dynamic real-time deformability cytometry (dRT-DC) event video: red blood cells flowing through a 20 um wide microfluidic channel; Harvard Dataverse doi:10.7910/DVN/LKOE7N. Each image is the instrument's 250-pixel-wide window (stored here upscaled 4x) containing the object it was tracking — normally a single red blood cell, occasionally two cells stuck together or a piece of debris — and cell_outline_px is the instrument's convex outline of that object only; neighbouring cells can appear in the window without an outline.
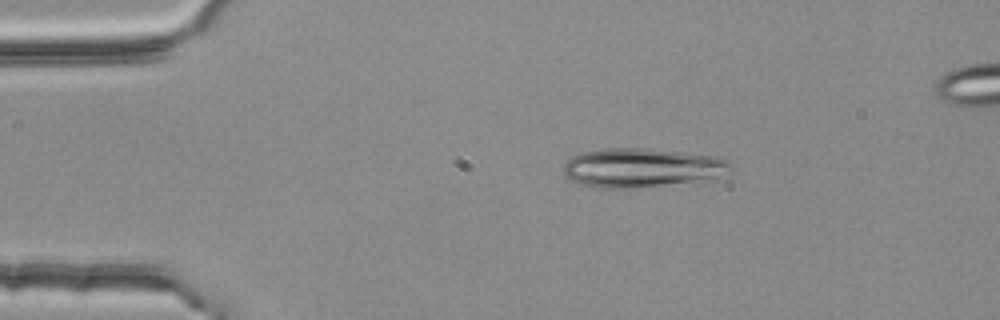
{"species": "common noctule bat (a hibernating species)", "species_latin": "Nyctalus noctula", "temperature_condition": "room temperature", "stored_images_in_passage": 3, "camera_frame_rate_fps": 3000, "um_per_image_px": 0.085, "animal": {"sex": "female", "body_mass_g": 25.1}, "frame": {"image": 1, "passage_image": 1, "time_ms": 0.0, "image_size_px": [1000, 320], "cell_outline_px": [[732, 168], [728, 176], [628, 188], [588, 188], [576, 184], [568, 180], [564, 172], [564, 164], [572, 156], [580, 152], [600, 148], [648, 148], [684, 152], [712, 156], [724, 160], [732, 164]], "centroid_in_image_um": [54.47, 14.25], "position_along_channel_um": 30.5, "area_um2": 38.15}}